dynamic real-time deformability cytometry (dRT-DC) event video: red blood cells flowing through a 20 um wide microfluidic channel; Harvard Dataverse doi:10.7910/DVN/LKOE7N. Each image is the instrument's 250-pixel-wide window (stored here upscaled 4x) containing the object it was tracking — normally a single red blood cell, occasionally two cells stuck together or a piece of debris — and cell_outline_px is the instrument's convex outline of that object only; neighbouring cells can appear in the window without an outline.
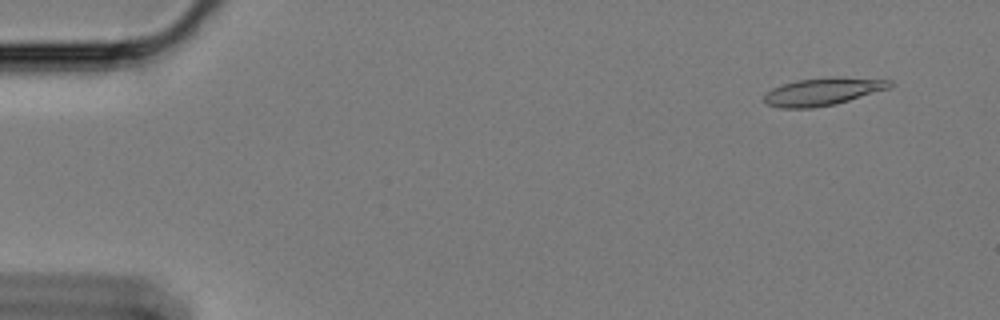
{"species": "Egyptian fruit bat (a non-hibernating species)", "species_latin": "Rousettus aegyptiacus", "temperature_condition": "cold", "stored_images_in_passage": 34, "camera_frame_rate_fps": 3000, "um_per_image_px": 0.085, "animal": {"sex": "female"}, "frame": {"image": 1, "passage_image": 5, "time_ms": 1.333, "image_size_px": [1000, 320], "cell_outline_px": [[892, 88], [836, 104], [812, 108], [780, 108], [768, 104], [764, 100], [764, 96], [772, 88], [796, 80], [832, 76], [892, 80]], "centroid_in_image_um": [69.99, 7.78], "position_along_channel_um": 15.0, "area_um2": 20.35}}
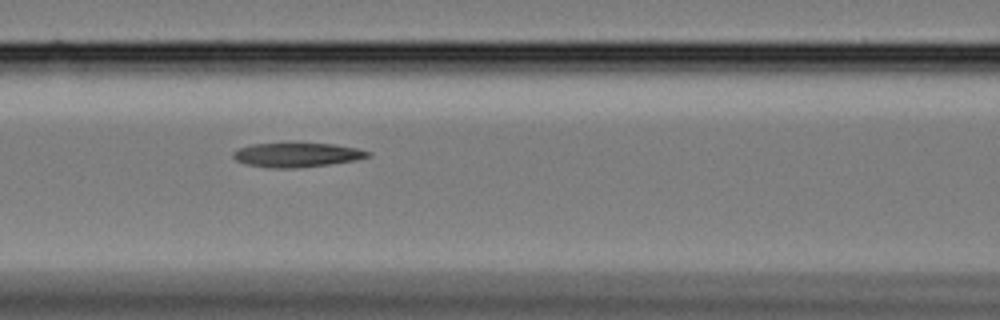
{"frame": {"image": 2, "passage_image": 26, "time_ms": 8.333, "image_size_px": [1000, 320], "cell_outline_px": [[372, 156], [356, 160], [328, 164], [292, 168], [268, 168], [248, 164], [236, 160], [232, 156], [232, 152], [240, 148], [252, 144], [332, 144], [356, 148], [372, 152]], "centroid_in_image_um": [25.25, 13.17], "position_along_channel_um": 141.3, "area_um2": 18.73}}
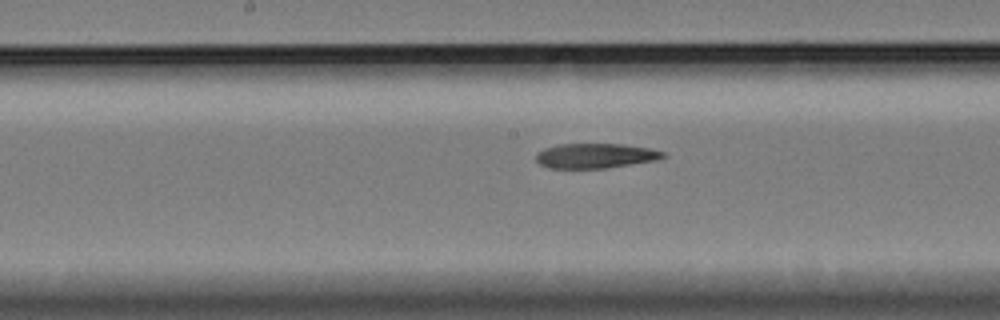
{"frame": {"image": 3, "passage_image": 31, "time_ms": 10.0, "image_size_px": [1000, 320], "cell_outline_px": [[668, 156], [656, 160], [604, 168], [548, 168], [540, 164], [536, 160], [536, 152], [544, 148], [556, 144], [624, 144], [648, 148], [664, 152]], "centroid_in_image_um": [50.58, 13.23], "position_along_channel_um": 197.6, "area_um2": 18.38}}